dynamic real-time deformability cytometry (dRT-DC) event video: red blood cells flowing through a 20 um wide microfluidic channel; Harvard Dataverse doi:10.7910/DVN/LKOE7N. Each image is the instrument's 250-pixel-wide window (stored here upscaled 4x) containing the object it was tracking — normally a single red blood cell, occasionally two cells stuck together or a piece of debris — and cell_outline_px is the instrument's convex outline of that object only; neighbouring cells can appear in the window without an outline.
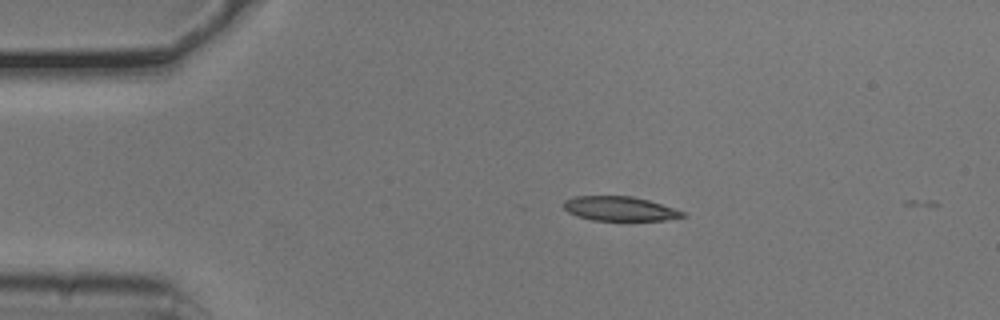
{"species": "common noctule bat (a hibernating species)", "species_latin": "Nyctalus noctula", "temperature_condition": "cold", "stored_images_in_passage": 5, "camera_frame_rate_fps": 3000, "um_per_image_px": 0.085, "animal": {"sex": "male", "body_mass_g": 20.5, "forearm_length_mm": 52.5}, "frame": {"image": 1, "passage_image": 2, "time_ms": 0.333, "image_size_px": [1000, 320], "cell_outline_px": [[688, 216], [664, 220], [592, 220], [576, 216], [568, 212], [564, 208], [564, 200], [576, 196], [632, 196], [648, 200], [684, 212]], "centroid_in_image_um": [52.65, 17.74], "position_along_channel_um": 32.4, "area_um2": 16.76}}